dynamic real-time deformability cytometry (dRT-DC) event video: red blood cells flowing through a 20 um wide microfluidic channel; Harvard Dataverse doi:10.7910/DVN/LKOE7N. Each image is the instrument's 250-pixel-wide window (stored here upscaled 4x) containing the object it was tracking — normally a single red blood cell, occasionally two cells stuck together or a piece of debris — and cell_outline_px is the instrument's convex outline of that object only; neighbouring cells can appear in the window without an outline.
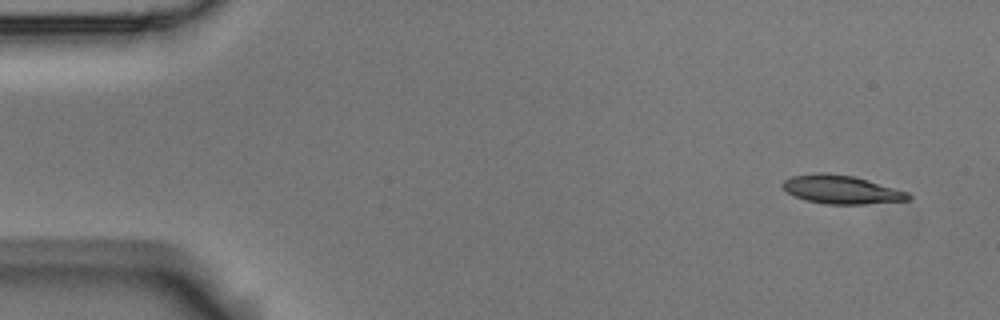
{"species": "Egyptian fruit bat (a non-hibernating species)", "species_latin": "Rousettus aegyptiacus", "temperature_condition": "room temperature", "stored_images_in_passage": 5, "segment_of_instrument_passage": [2, 2], "camera_frame_rate_fps": 3000, "um_per_image_px": 0.085, "animal": {"sex": "male"}, "frame": {"image": 1, "passage_image": 5, "time_ms": 1.333, "image_size_px": [1000, 320], "cell_outline_px": [[912, 196], [908, 200], [864, 204], [828, 204], [808, 200], [796, 196], [788, 192], [780, 184], [784, 180], [792, 176], [820, 172], [828, 172], [852, 176], [908, 192]], "centroid_in_image_um": [71.5, 16.1], "position_along_channel_um": 13.5, "area_um2": 20.52}}